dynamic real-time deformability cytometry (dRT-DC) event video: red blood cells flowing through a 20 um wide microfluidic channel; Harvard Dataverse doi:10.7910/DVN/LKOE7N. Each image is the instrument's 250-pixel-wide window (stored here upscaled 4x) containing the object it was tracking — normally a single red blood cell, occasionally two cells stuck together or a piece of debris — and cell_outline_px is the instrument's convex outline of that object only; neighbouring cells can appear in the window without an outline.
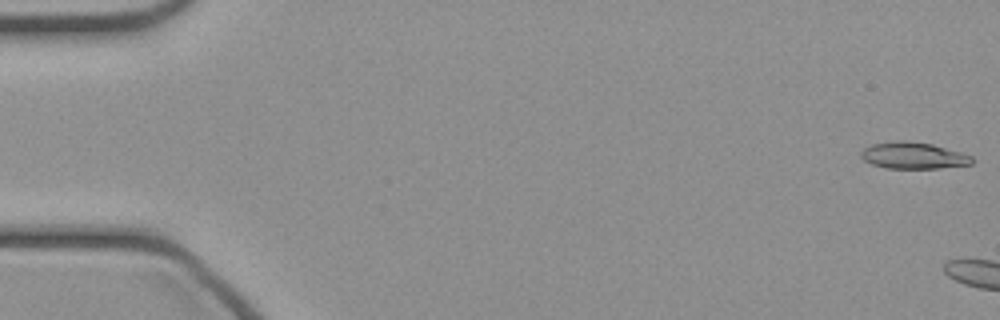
{"species": "common noctule bat (a hibernating species)", "species_latin": "Nyctalus noctula", "temperature_condition": "cold", "stored_images_in_passage": 4, "camera_frame_rate_fps": 3000, "um_per_image_px": 0.085, "animal": {"sex": "female", "body_mass_g": 21.9}, "frame": {"image": 1, "passage_image": 1, "time_ms": 0.0, "image_size_px": [1000, 320], "cell_outline_px": [[976, 160], [972, 164], [940, 168], [884, 168], [872, 164], [864, 160], [860, 156], [860, 152], [864, 148], [872, 144], [896, 140], [904, 140], [932, 144], [960, 152], [972, 156]], "centroid_in_image_um": [77.63, 13.22], "position_along_channel_um": 7.4, "area_um2": 17.28}}